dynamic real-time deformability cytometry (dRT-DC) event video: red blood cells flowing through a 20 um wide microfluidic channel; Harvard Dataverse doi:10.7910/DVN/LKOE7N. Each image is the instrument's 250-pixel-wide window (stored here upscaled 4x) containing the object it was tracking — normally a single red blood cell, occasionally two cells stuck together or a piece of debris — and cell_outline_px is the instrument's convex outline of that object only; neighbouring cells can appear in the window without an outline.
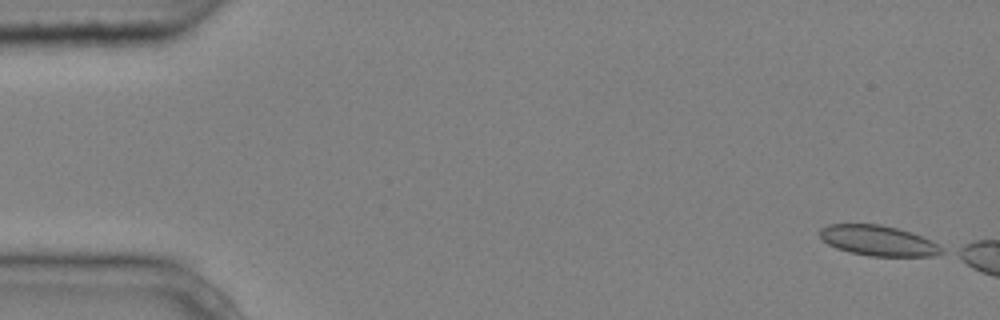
{"species": "common noctule bat (a hibernating species)", "species_latin": "Nyctalus noctula", "temperature_condition": "cold", "stored_images_in_passage": 4, "camera_frame_rate_fps": 3000, "um_per_image_px": 0.085, "animal": {"sex": "male", "body_mass_g": 20.4}, "frame": {"image": 1, "passage_image": 1, "time_ms": 0.0, "image_size_px": [1000, 320], "cell_outline_px": [[944, 252], [936, 256], [872, 256], [848, 252], [836, 248], [828, 244], [820, 236], [820, 228], [828, 224], [880, 224], [912, 232], [944, 248]], "centroid_in_image_um": [74.63, 20.46], "position_along_channel_um": 10.4, "area_um2": 21.44}}